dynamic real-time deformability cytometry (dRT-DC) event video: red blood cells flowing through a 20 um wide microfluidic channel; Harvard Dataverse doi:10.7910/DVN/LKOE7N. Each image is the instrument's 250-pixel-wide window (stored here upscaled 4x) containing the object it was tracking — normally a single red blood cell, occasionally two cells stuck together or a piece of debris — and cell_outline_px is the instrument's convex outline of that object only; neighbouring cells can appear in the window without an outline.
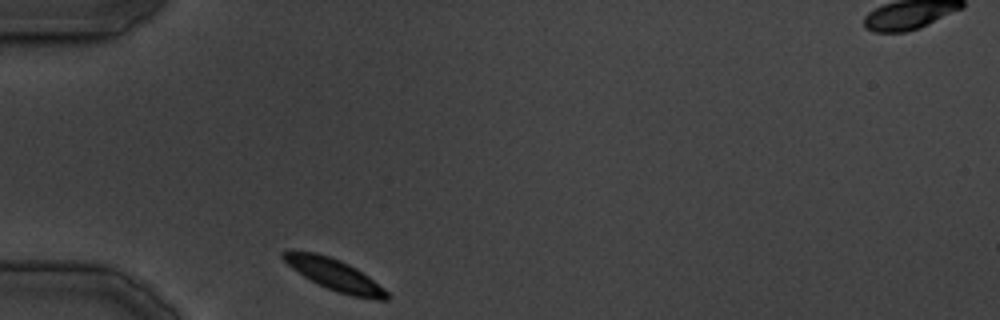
{"species": "common noctule bat (a hibernating species)", "species_latin": "Nyctalus noctula", "temperature_condition": "cold", "stored_images_in_passage": 17, "camera_frame_rate_fps": 3000, "um_per_image_px": 0.085, "animal": {"sex": "male", "body_mass_g": 19.5, "forearm_length_mm": 54.6}, "frame": {"image": 1, "passage_image": 1, "time_ms": 0.0, "image_size_px": [1000, 320], "cell_outline_px": [[392, 296], [388, 300], [376, 300], [352, 296], [328, 288], [304, 276], [292, 268], [280, 256], [280, 252], [316, 252], [340, 260], [356, 268], [368, 276], [384, 288]], "centroid_in_image_um": [28.51, 23.37], "position_along_channel_um": 56.5, "area_um2": 18.61}}